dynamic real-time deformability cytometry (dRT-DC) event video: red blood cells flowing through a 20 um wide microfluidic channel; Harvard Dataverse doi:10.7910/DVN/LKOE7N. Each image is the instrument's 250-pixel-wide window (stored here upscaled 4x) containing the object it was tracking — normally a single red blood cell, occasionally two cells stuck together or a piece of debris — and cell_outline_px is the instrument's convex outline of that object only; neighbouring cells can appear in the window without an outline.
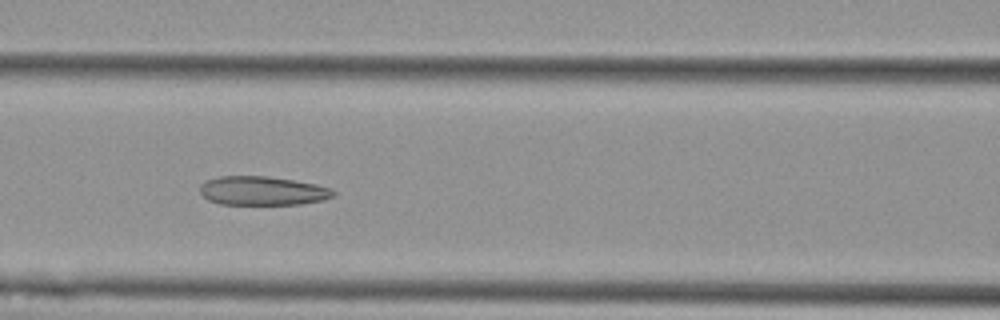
{"species": "Egyptian fruit bat (a non-hibernating species)", "species_latin": "Rousettus aegyptiacus", "temperature_condition": "cold", "stored_images_in_passage": 10, "camera_frame_rate_fps": 3000, "um_per_image_px": 0.085, "animal": {"sex": "female"}, "frame": {"image": 1, "passage_image": 7, "time_ms": 2.0, "image_size_px": [1000, 320], "cell_outline_px": [[336, 192], [332, 196], [324, 200], [300, 204], [220, 204], [208, 200], [200, 192], [200, 184], [204, 180], [220, 176], [268, 176], [316, 184], [332, 188]], "centroid_in_image_um": [22.3, 16.21], "position_along_channel_um": 144.3, "area_um2": 22.54}}
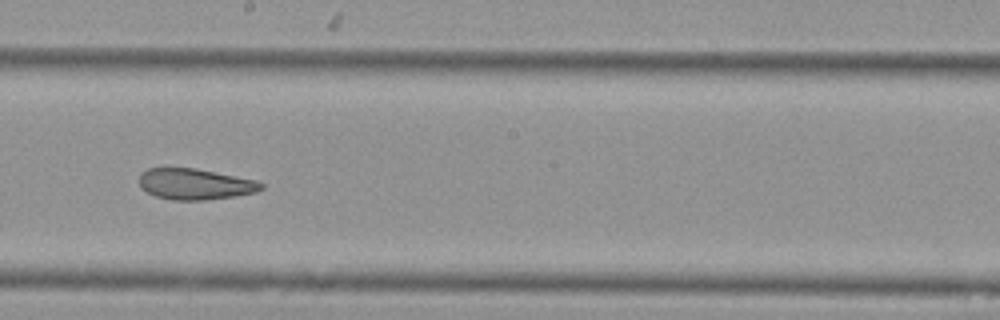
{"frame": {"image": 2, "passage_image": 9, "time_ms": 2.667, "image_size_px": [1000, 320], "cell_outline_px": [[264, 188], [256, 192], [208, 200], [172, 200], [156, 196], [140, 188], [140, 172], [148, 168], [196, 168], [256, 180], [264, 184]], "centroid_in_image_um": [16.57, 15.64], "position_along_channel_um": 231.6, "area_um2": 22.02}}
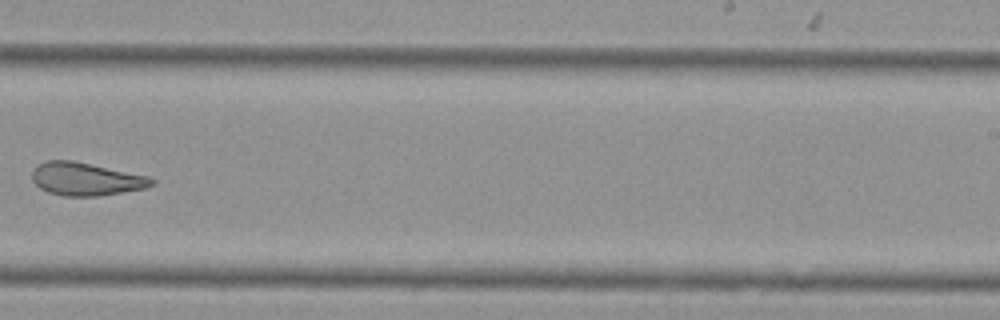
{"frame": {"image": 3, "passage_image": 10, "time_ms": 3.0, "image_size_px": [1000, 320], "cell_outline_px": [[156, 184], [144, 188], [100, 196], [64, 196], [48, 192], [40, 188], [32, 180], [32, 172], [36, 164], [48, 160], [72, 160], [148, 176], [156, 180]], "centroid_in_image_um": [7.29, 15.22], "position_along_channel_um": 281.7, "area_um2": 23.0}}